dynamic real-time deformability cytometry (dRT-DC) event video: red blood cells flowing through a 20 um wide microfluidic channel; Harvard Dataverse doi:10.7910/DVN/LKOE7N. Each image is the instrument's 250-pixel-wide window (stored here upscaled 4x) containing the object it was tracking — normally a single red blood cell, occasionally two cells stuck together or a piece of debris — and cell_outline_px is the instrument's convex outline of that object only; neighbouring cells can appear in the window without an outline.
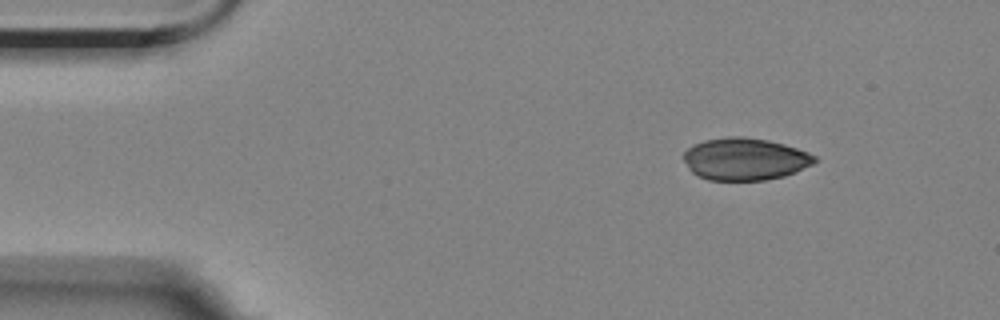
{"species": "Egyptian fruit bat (a non-hibernating species)", "species_latin": "Rousettus aegyptiacus", "temperature_condition": "room temperature", "stored_images_in_passage": 6, "camera_frame_rate_fps": 3000, "um_per_image_px": 0.085, "animal": {"sex": "female"}, "frame": {"image": 1, "passage_image": 1, "time_ms": 0.0, "image_size_px": [1000, 320], "cell_outline_px": [[816, 160], [812, 164], [784, 176], [764, 180], [708, 180], [696, 176], [688, 168], [684, 160], [684, 152], [692, 144], [704, 140], [728, 136], [740, 136], [768, 140], [784, 144], [808, 152], [816, 156]], "centroid_in_image_um": [63.28, 13.51], "position_along_channel_um": 21.7, "area_um2": 32.25}}
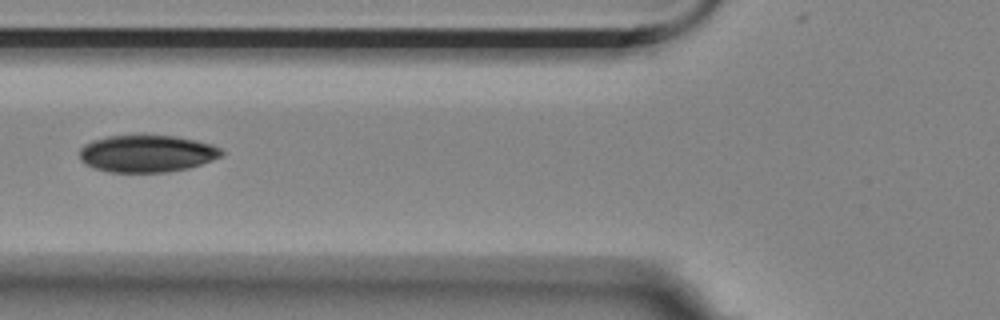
{"frame": {"image": 2, "passage_image": 5, "time_ms": 4.667, "image_size_px": [1000, 320], "cell_outline_px": [[224, 156], [188, 168], [168, 172], [108, 172], [84, 164], [80, 160], [80, 148], [84, 144], [92, 140], [108, 136], [140, 132], [176, 136], [196, 140], [212, 144], [220, 148], [224, 152]], "centroid_in_image_um": [12.48, 13.01], "position_along_channel_um": 113.3, "area_um2": 31.73}}
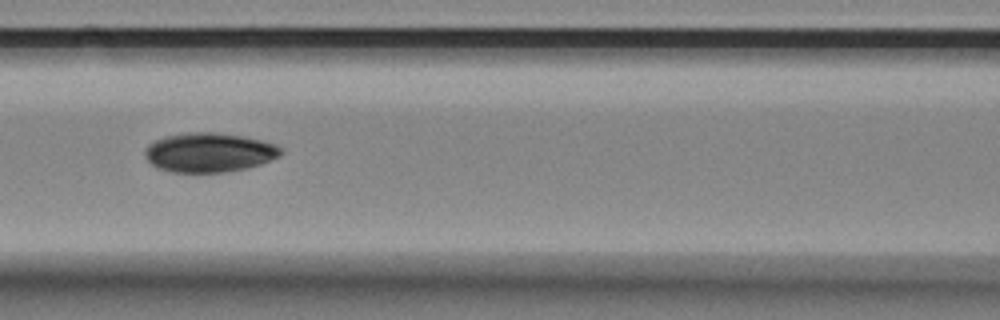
{"frame": {"image": 3, "passage_image": 6, "time_ms": 5.667, "image_size_px": [1000, 320], "cell_outline_px": [[284, 152], [280, 156], [260, 164], [244, 168], [224, 172], [172, 172], [160, 168], [152, 164], [148, 160], [144, 152], [144, 148], [148, 144], [164, 136], [184, 132], [216, 132], [244, 136], [276, 144], [284, 148]], "centroid_in_image_um": [17.79, 12.94], "position_along_channel_um": 148.8, "area_um2": 31.27}}